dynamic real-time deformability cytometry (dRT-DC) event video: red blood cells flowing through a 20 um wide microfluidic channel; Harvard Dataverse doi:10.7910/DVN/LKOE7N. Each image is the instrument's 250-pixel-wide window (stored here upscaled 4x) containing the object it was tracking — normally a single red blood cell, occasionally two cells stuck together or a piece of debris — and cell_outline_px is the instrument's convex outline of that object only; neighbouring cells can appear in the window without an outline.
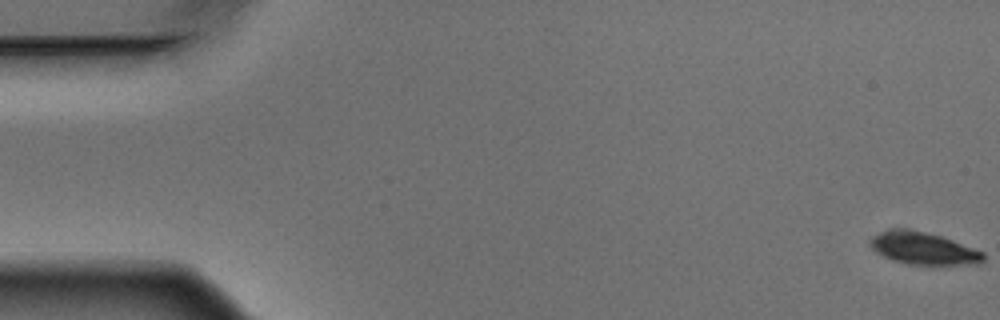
{"species": "Egyptian fruit bat (a non-hibernating species)", "species_latin": "Rousettus aegyptiacus", "temperature_condition": "warm", "stored_images_in_passage": 9, "camera_frame_rate_fps": 3000, "um_per_image_px": 0.085, "animal": {"sex": "male"}, "frame": {"image": 1, "passage_image": 1, "time_ms": 0.0, "image_size_px": [1000, 320], "cell_outline_px": [[984, 260], [976, 264], [932, 268], [904, 264], [892, 260], [876, 252], [868, 244], [868, 240], [872, 236], [880, 232], [924, 232], [940, 236], [952, 240], [984, 252]], "centroid_in_image_um": [78.55, 21.23], "position_along_channel_um": 6.4, "area_um2": 21.44}}
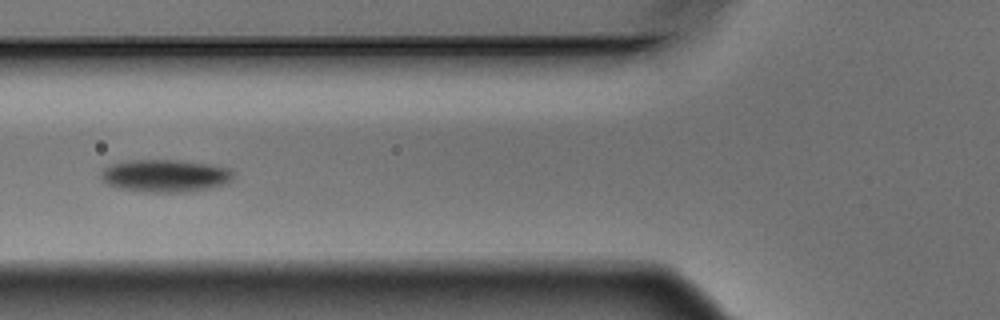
{"frame": {"image": 2, "passage_image": 7, "time_ms": 2.0, "image_size_px": [1000, 320], "cell_outline_px": [[236, 172], [232, 180], [228, 184], [212, 188], [184, 192], [144, 192], [120, 188], [108, 184], [100, 180], [100, 172], [108, 164], [128, 160], [180, 160], [212, 164], [228, 168]], "centroid_in_image_um": [14.07, 14.93], "position_along_channel_um": 111.7, "area_um2": 25.66}}
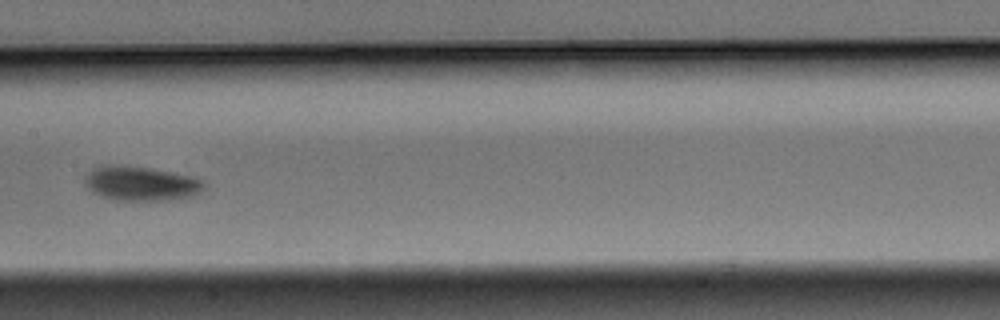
{"frame": {"image": 3, "passage_image": 9, "time_ms": 2.667, "image_size_px": [1000, 320], "cell_outline_px": [[204, 188], [200, 196], [176, 200], [116, 200], [100, 196], [92, 192], [84, 184], [84, 176], [92, 168], [104, 164], [148, 168], [176, 172], [196, 176], [204, 180]], "centroid_in_image_um": [12.05, 15.61], "position_along_channel_um": 195.3, "area_um2": 24.62}}